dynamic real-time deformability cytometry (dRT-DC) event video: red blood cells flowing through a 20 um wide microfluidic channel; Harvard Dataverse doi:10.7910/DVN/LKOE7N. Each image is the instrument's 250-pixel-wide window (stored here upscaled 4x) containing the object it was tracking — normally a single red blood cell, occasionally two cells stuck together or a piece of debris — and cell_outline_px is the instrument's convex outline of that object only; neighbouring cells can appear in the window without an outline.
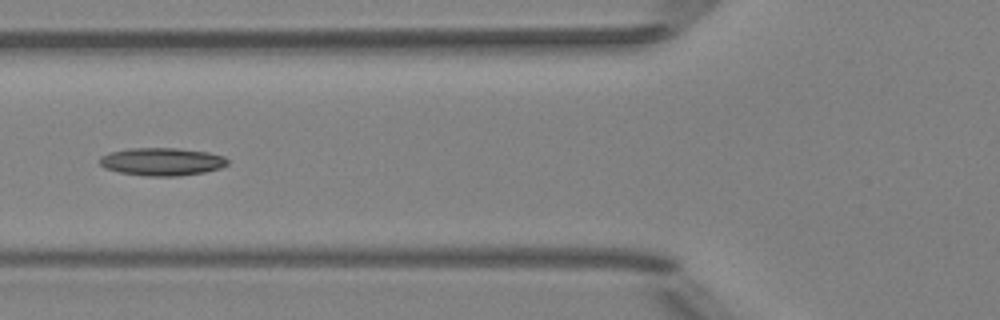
{"species": "Egyptian fruit bat (a non-hibernating species)", "species_latin": "Rousettus aegyptiacus", "temperature_condition": "room temperature", "stored_images_in_passage": 6, "camera_frame_rate_fps": 3000, "um_per_image_px": 0.085, "animal": {"sex": "female"}, "frame": {"image": 1, "passage_image": 5, "time_ms": 4.667, "image_size_px": [1000, 320], "cell_outline_px": [[228, 164], [220, 168], [204, 172], [180, 176], [148, 176], [120, 172], [104, 168], [100, 164], [100, 156], [112, 152], [128, 148], [176, 148], [208, 152], [224, 156], [228, 160]], "centroid_in_image_um": [13.78, 13.74], "position_along_channel_um": 112.0, "area_um2": 20.69}}
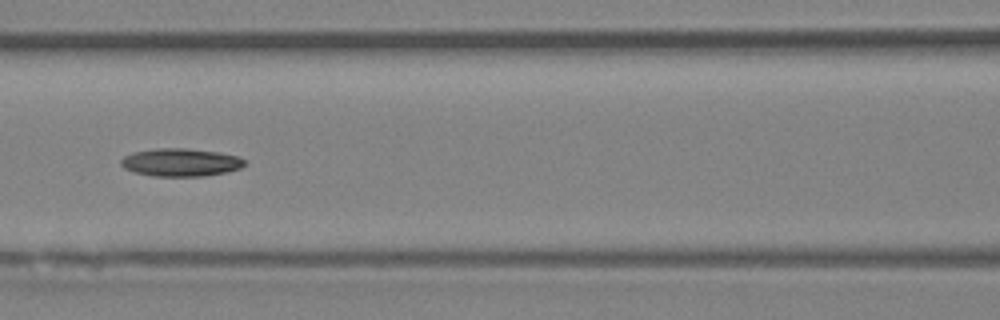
{"frame": {"image": 2, "passage_image": 6, "time_ms": 5.667, "image_size_px": [1000, 320], "cell_outline_px": [[244, 164], [240, 168], [228, 172], [204, 176], [152, 176], [132, 172], [124, 168], [120, 164], [120, 160], [124, 156], [132, 152], [156, 148], [188, 148], [220, 152], [236, 156], [244, 160]], "centroid_in_image_um": [15.31, 13.8], "position_along_channel_um": 151.3, "area_um2": 20.29}}